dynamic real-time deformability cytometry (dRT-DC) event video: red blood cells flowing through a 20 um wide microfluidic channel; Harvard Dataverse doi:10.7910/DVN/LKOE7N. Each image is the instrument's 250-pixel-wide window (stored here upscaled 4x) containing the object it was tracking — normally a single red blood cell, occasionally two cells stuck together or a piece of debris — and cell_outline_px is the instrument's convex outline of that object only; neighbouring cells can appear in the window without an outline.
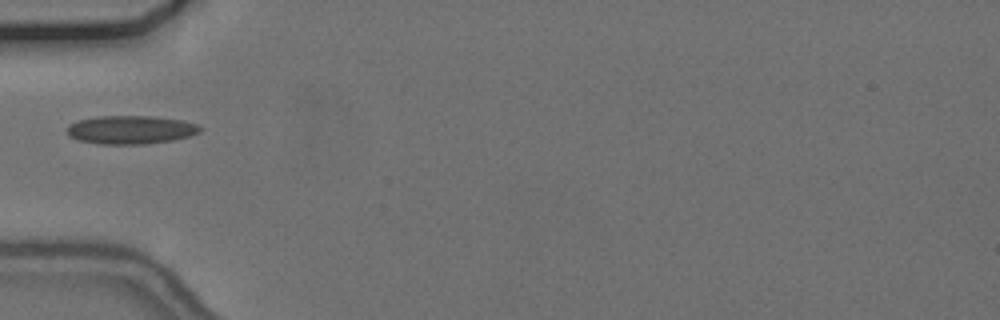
{"species": "common noctule bat (a hibernating species)", "species_latin": "Nyctalus noctula", "temperature_condition": "cold", "stored_images_in_passage": 38, "camera_frame_rate_fps": 3000, "um_per_image_px": 0.085, "animal": {"sex": "female", "body_mass_g": 24.6, "forearm_length_mm": 56.2}, "frame": {"image": 1, "passage_image": 1, "time_ms": 0.0, "image_size_px": [1000, 320], "cell_outline_px": [[204, 128], [200, 132], [188, 136], [172, 140], [148, 144], [100, 144], [80, 140], [68, 136], [64, 128], [68, 124], [80, 120], [96, 116], [152, 116], [184, 120], [196, 124]], "centroid_in_image_um": [11.09, 11.02], "position_along_channel_um": 73.9, "area_um2": 22.25}}
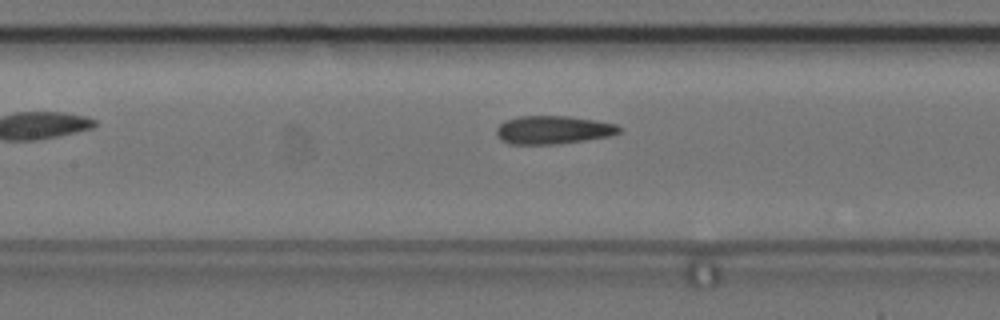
{"frame": {"image": 2, "passage_image": 8, "time_ms": 2.333, "image_size_px": [1000, 320], "cell_outline_px": [[624, 128], [620, 132], [608, 136], [584, 140], [556, 144], [512, 144], [500, 140], [496, 136], [496, 128], [504, 120], [520, 116], [568, 116], [596, 120], [616, 124]], "centroid_in_image_um": [47.0, 11.03], "position_along_channel_um": 160.4, "area_um2": 20.29}}
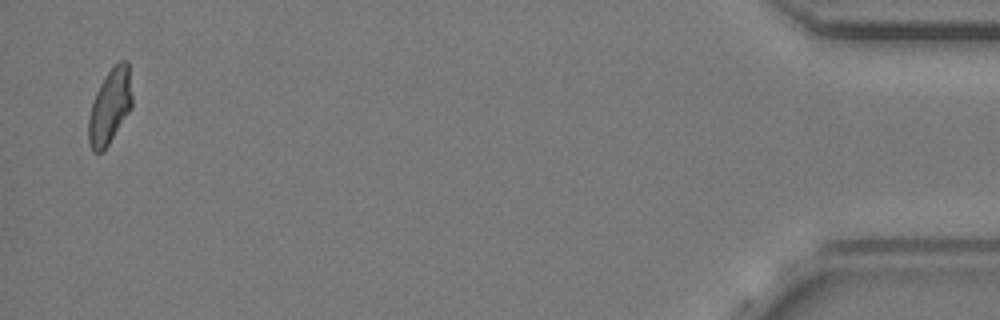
{"frame": {"image": 3, "passage_image": 37, "time_ms": 12.0, "image_size_px": [1000, 320], "cell_outline_px": [[132, 108], [104, 152], [92, 152], [88, 144], [88, 120], [92, 100], [104, 76], [120, 60], [128, 60], [132, 96]], "centroid_in_image_um": [9.33, 9.08], "position_along_channel_um": 425.9, "area_um2": 19.36}, "authors_computed_cell_mechanics": {"area_um2": 19.8832, "velocity_mm_per_s": 3.6515, "shape_relaxation_time_tau1_ms": null, "shape_relaxation_time_tau2_ms": 3.7004, "deformation_change_tau1": null, "deformation_change_tau2": 0.0618}}